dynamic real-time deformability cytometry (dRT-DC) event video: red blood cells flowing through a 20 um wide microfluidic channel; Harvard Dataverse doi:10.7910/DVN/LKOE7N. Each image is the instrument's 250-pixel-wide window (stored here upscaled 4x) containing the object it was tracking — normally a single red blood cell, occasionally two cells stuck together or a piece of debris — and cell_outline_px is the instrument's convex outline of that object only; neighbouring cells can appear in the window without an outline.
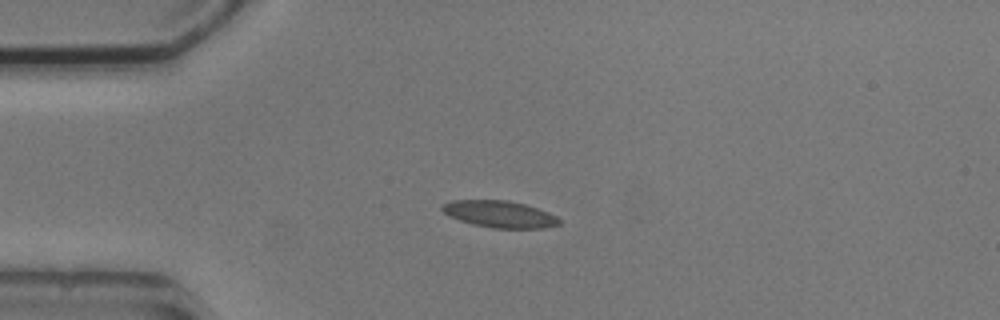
{"species": "common noctule bat (a hibernating species)", "species_latin": "Nyctalus noctula", "temperature_condition": "cold", "stored_images_in_passage": 12, "camera_frame_rate_fps": 3000, "um_per_image_px": 0.085, "animal": {"sex": "male", "body_mass_g": 20.5, "forearm_length_mm": 52.5}, "frame": {"image": 1, "passage_image": 1, "time_ms": 0.0, "image_size_px": [1000, 320], "cell_outline_px": [[560, 224], [544, 228], [492, 228], [472, 224], [460, 220], [444, 212], [440, 208], [444, 204], [452, 200], [508, 200], [524, 204], [548, 212], [556, 216], [560, 220]], "centroid_in_image_um": [42.48, 18.2], "position_along_channel_um": 42.5, "area_um2": 18.09}}
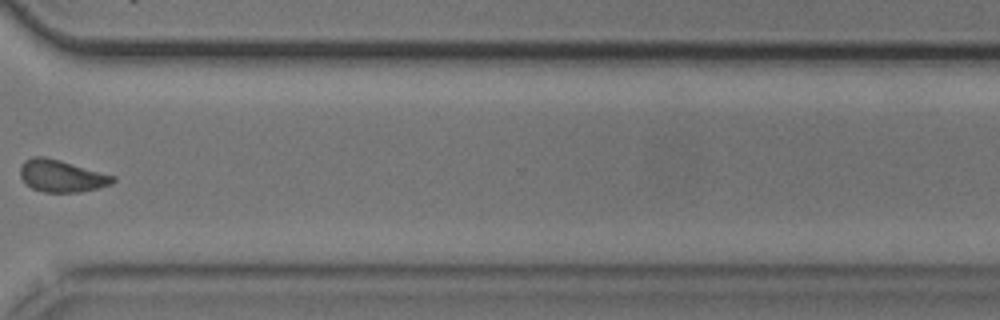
{"frame": {"image": 2, "passage_image": 9, "time_ms": 9.333, "image_size_px": [1000, 320], "cell_outline_px": [[116, 180], [112, 184], [100, 188], [80, 192], [44, 192], [32, 188], [24, 184], [20, 176], [20, 168], [24, 160], [32, 156], [44, 156], [60, 160], [116, 176]], "centroid_in_image_um": [5.23, 14.96], "position_along_channel_um": 365.4, "area_um2": 17.57}}
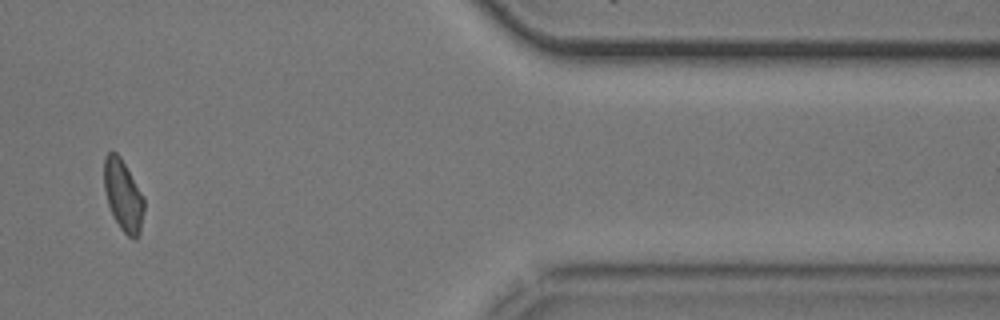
{"frame": {"image": 3, "passage_image": 10, "time_ms": 11.333, "image_size_px": [1000, 320], "cell_outline_px": [[144, 212], [140, 236], [136, 240], [128, 236], [120, 228], [108, 204], [104, 188], [104, 156], [108, 152], [116, 152], [120, 156], [144, 196]], "centroid_in_image_um": [10.49, 16.62], "position_along_channel_um": 400.9, "area_um2": 16.7}, "authors_computed_cell_mechanics": {"area_um2": 17.5423, "velocity_mm_per_s": 3.6785, "shape_relaxation_time_tau1_ms": 8.3988, "shape_relaxation_time_tau2_ms": null, "deformation_change_tau1": 0.1155, "deformation_change_tau2": null}}